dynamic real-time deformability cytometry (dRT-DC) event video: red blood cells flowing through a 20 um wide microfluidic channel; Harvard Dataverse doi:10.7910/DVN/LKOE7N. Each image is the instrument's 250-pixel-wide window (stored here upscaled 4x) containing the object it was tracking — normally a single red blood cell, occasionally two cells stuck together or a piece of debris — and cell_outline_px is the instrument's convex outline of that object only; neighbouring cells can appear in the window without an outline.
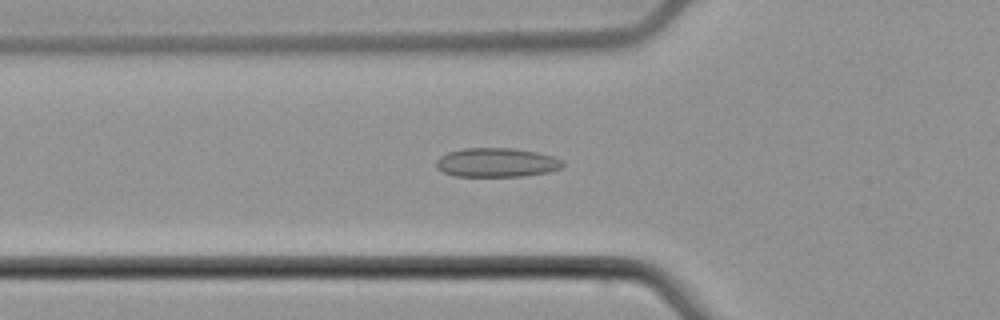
{"species": "common noctule bat (a hibernating species)", "species_latin": "Nyctalus noctula", "temperature_condition": "cold", "stored_images_in_passage": 42, "camera_frame_rate_fps": 3000, "um_per_image_px": 0.085, "animal": {"sex": "male", "body_mass_g": 21.5, "forearm_length_mm": 52.0}, "frame": {"image": 1, "passage_image": 11, "time_ms": 3.333, "image_size_px": [1000, 320], "cell_outline_px": [[564, 164], [560, 168], [548, 172], [524, 176], [456, 176], [444, 172], [436, 168], [436, 160], [440, 156], [448, 152], [464, 148], [512, 148], [536, 152], [552, 156], [560, 160]], "centroid_in_image_um": [42.18, 13.81], "position_along_channel_um": 83.6, "area_um2": 21.33}}
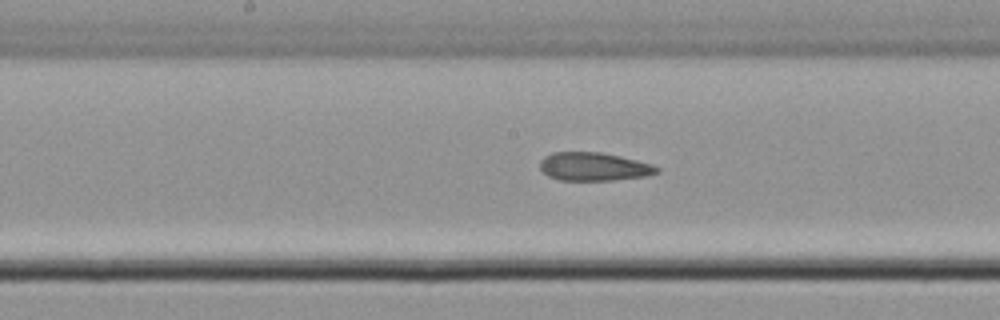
{"frame": {"image": 2, "passage_image": 20, "time_ms": 6.333, "image_size_px": [1000, 320], "cell_outline_px": [[660, 172], [648, 176], [616, 180], [560, 180], [548, 176], [540, 168], [540, 160], [544, 156], [552, 152], [600, 152], [620, 156], [652, 164], [660, 168]], "centroid_in_image_um": [50.49, 14.16], "position_along_channel_um": 197.7, "area_um2": 19.42}}
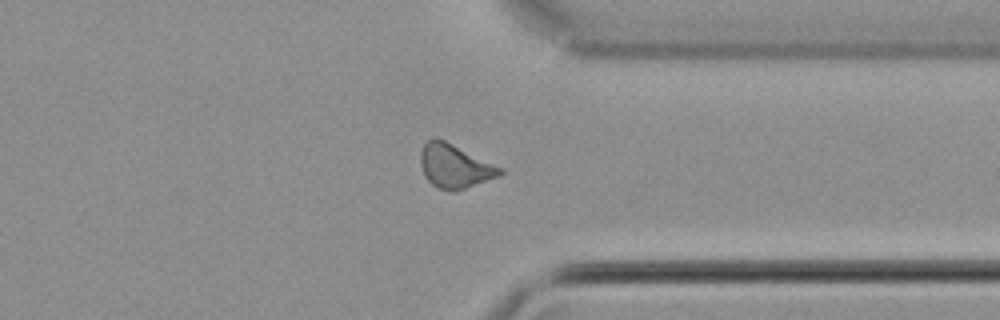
{"frame": {"image": 3, "passage_image": 34, "time_ms": 11.0, "image_size_px": [1000, 320], "cell_outline_px": [[504, 172], [500, 176], [456, 192], [448, 192], [432, 184], [424, 176], [420, 164], [420, 152], [424, 144], [428, 140], [436, 136], [504, 168]], "centroid_in_image_um": [38.66, 14.13], "position_along_channel_um": 372.7, "area_um2": 20.63}, "authors_computed_cell_mechanics": {"area_um2": 19.9699, "velocity_mm_per_s": 3.795, "shape_relaxation_time_tau1_ms": null, "shape_relaxation_time_tau2_ms": 5.4462, "deformation_change_tau1": null, "deformation_change_tau2": 0.1399}}